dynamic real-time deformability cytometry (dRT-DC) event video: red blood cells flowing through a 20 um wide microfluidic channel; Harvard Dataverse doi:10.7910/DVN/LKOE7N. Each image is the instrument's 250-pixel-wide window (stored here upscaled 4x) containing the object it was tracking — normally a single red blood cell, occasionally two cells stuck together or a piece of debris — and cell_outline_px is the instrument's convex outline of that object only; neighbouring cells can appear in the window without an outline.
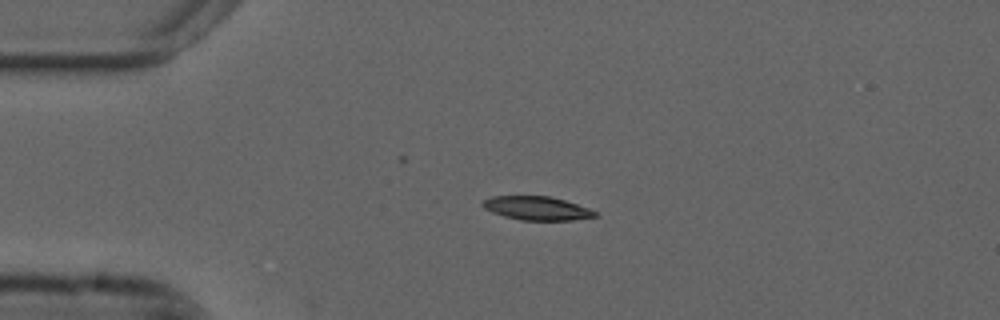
{"species": "common noctule bat (a hibernating species)", "species_latin": "Nyctalus noctula", "temperature_condition": "cold", "stored_images_in_passage": 39, "camera_frame_rate_fps": 3000, "um_per_image_px": 0.085, "animal": {"sex": "male", "forearm_length_mm": 52.5}, "frame": {"image": 1, "passage_image": 1, "time_ms": 0.0, "image_size_px": [1000, 320], "cell_outline_px": [[600, 216], [572, 220], [520, 220], [504, 216], [492, 212], [484, 208], [480, 204], [484, 200], [492, 196], [548, 196], [564, 200], [588, 208], [596, 212]], "centroid_in_image_um": [45.62, 17.7], "position_along_channel_um": 39.4, "area_um2": 15.43}}
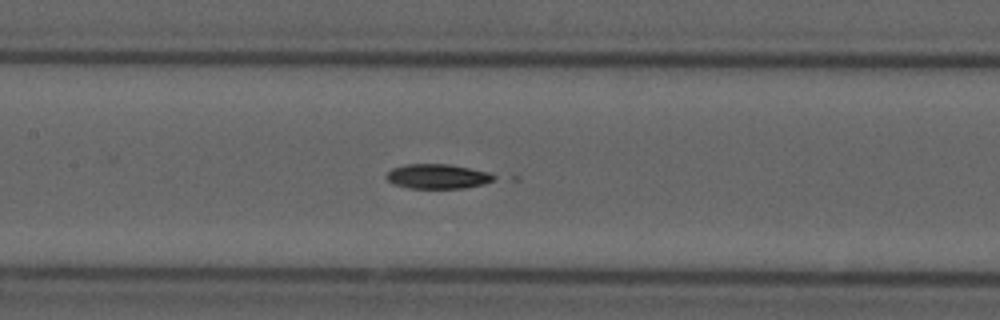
{"frame": {"image": 2, "passage_image": 14, "time_ms": 4.333, "image_size_px": [1000, 320], "cell_outline_px": [[496, 180], [484, 184], [464, 188], [408, 188], [392, 184], [384, 176], [392, 168], [404, 164], [448, 164], [488, 172], [496, 176]], "centroid_in_image_um": [37.17, 15.0], "position_along_channel_um": 170.2, "area_um2": 15.55}}
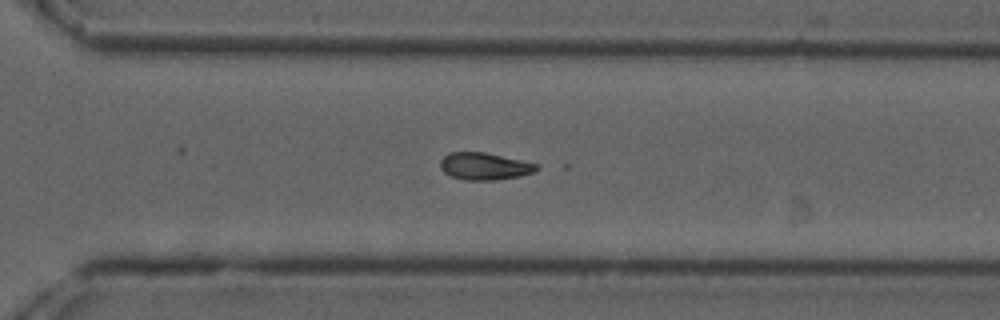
{"frame": {"image": 3, "passage_image": 27, "time_ms": 8.667, "image_size_px": [1000, 320], "cell_outline_px": [[540, 168], [532, 172], [516, 176], [496, 180], [464, 180], [452, 176], [444, 172], [440, 168], [440, 160], [448, 152], [484, 152], [540, 164]], "centroid_in_image_um": [41.16, 14.12], "position_along_channel_um": 329.4, "area_um2": 15.2}}